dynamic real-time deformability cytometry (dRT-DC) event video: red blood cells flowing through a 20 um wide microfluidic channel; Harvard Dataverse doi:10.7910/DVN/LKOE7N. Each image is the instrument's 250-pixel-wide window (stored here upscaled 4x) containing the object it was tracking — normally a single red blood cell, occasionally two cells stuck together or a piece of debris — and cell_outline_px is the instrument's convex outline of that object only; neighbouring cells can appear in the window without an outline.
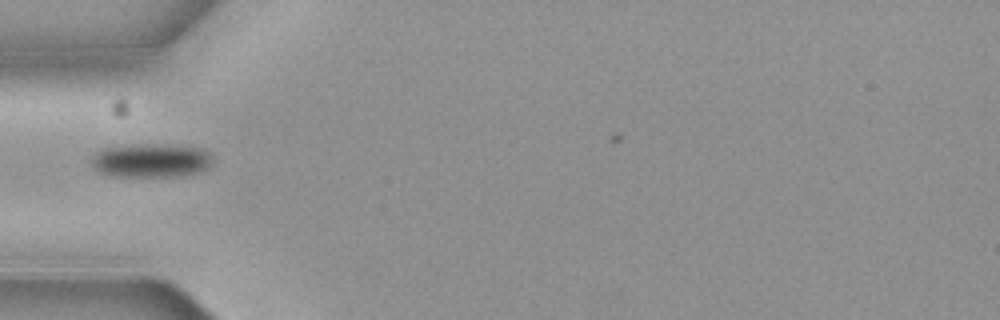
{"species": "common noctule bat (a hibernating species)", "species_latin": "Nyctalus noctula", "temperature_condition": "cold", "stored_images_in_passage": 2, "camera_frame_rate_fps": 3000, "um_per_image_px": 0.085, "animal": {"sex": "female", "body_mass_g": 19.3, "forearm_length_mm": 54.1}, "frame": {"image": 1, "passage_image": 1, "time_ms": 0.0, "image_size_px": [1000, 320], "cell_outline_px": [[208, 168], [196, 172], [180, 176], [112, 176], [100, 172], [88, 160], [100, 148], [128, 144], [152, 144], [204, 148], [208, 156]], "centroid_in_image_um": [12.72, 13.63], "position_along_channel_um": 72.3, "area_um2": 23.7}}
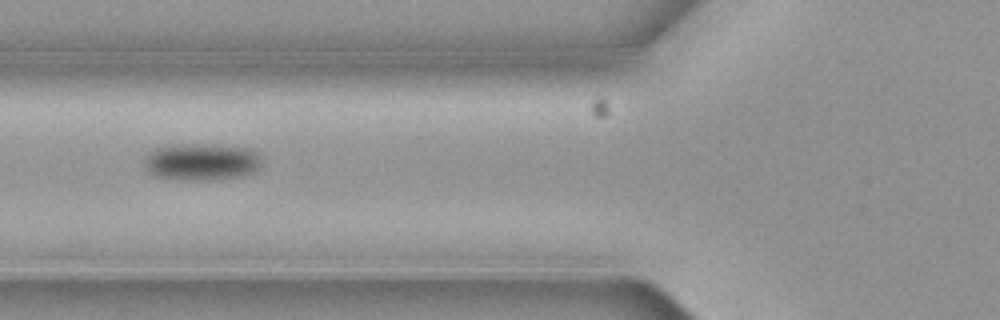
{"frame": {"image": 2, "passage_image": 2, "time_ms": 0.333, "image_size_px": [1000, 320], "cell_outline_px": [[260, 164], [252, 172], [240, 176], [216, 180], [164, 180], [148, 172], [144, 168], [144, 160], [148, 152], [164, 144], [204, 144], [248, 148], [256, 152], [260, 156]], "centroid_in_image_um": [17.02, 13.76], "position_along_channel_um": 108.8, "area_um2": 25.78}}